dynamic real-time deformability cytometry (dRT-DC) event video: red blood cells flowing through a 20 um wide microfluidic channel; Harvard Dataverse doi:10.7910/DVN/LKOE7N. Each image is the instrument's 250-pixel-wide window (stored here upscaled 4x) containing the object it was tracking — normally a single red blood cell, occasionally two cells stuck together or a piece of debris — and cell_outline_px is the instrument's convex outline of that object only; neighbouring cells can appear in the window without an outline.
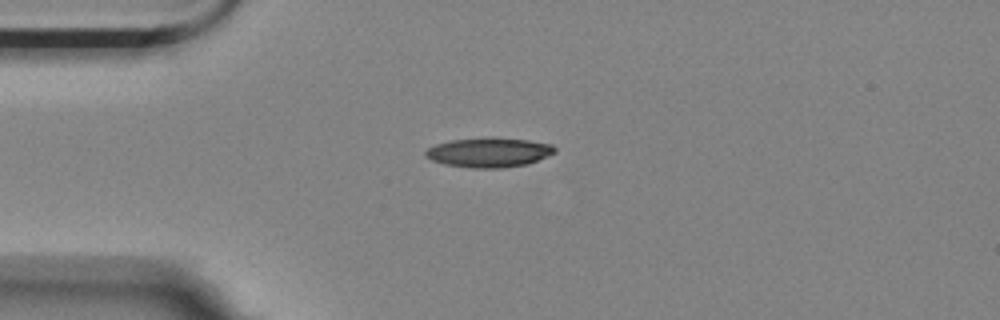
{"species": "Egyptian fruit bat (a non-hibernating species)", "species_latin": "Rousettus aegyptiacus", "temperature_condition": "room temperature", "stored_images_in_passage": 3, "camera_frame_rate_fps": 3000, "um_per_image_px": 0.085, "animal": {"sex": "female"}, "frame": {"image": 1, "passage_image": 1, "time_ms": 0.0, "image_size_px": [1000, 320], "cell_outline_px": [[556, 152], [548, 156], [528, 164], [504, 168], [468, 168], [444, 164], [432, 160], [424, 156], [424, 152], [428, 148], [436, 144], [452, 140], [528, 140], [552, 144], [556, 148]], "centroid_in_image_um": [41.57, 13.01], "position_along_channel_um": 43.4, "area_um2": 21.56}}
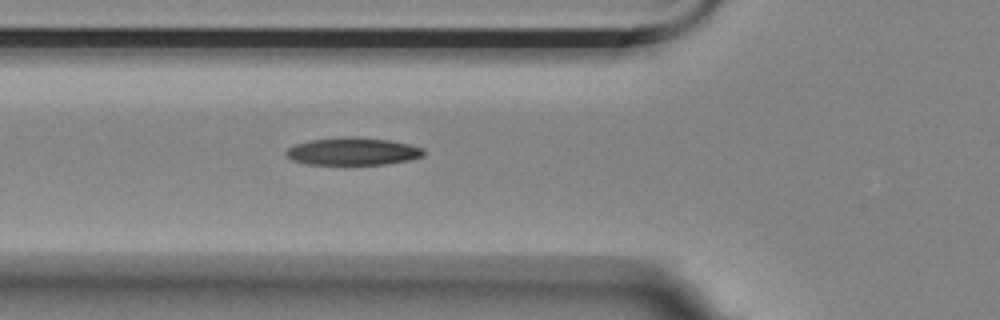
{"frame": {"image": 2, "passage_image": 3, "time_ms": 0.667, "image_size_px": [1000, 320], "cell_outline_px": [[424, 156], [408, 160], [388, 164], [308, 164], [292, 160], [284, 152], [292, 144], [308, 140], [344, 136], [356, 136], [388, 140], [408, 144], [424, 148]], "centroid_in_image_um": [29.96, 12.85], "position_along_channel_um": 95.8, "area_um2": 22.25}}